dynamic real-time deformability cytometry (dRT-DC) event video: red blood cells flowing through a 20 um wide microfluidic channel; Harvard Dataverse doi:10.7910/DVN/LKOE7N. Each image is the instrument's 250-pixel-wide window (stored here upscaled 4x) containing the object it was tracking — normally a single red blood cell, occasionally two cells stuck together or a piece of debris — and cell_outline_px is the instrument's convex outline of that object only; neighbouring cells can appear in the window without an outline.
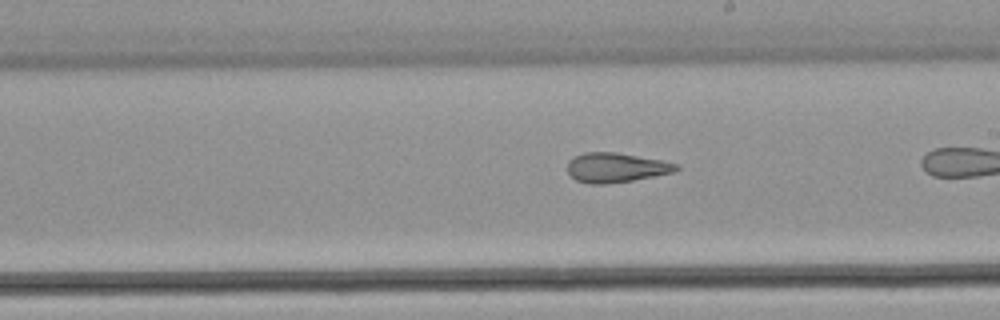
{"species": "common noctule bat (a hibernating species)", "species_latin": "Nyctalus noctula", "temperature_condition": "warm", "stored_images_in_passage": 26, "camera_frame_rate_fps": 3000, "um_per_image_px": 0.085, "animal": {"sex": "male", "body_mass_g": 21.5, "forearm_length_mm": 52.0}, "frame": {"image": 1, "passage_image": 15, "time_ms": 4.667, "image_size_px": [1000, 320], "cell_outline_px": [[680, 168], [676, 172], [632, 180], [604, 184], [592, 184], [576, 180], [568, 172], [568, 160], [572, 156], [584, 152], [616, 152], [660, 160], [676, 164]], "centroid_in_image_um": [52.33, 14.23], "position_along_channel_um": 236.7, "area_um2": 18.67}}